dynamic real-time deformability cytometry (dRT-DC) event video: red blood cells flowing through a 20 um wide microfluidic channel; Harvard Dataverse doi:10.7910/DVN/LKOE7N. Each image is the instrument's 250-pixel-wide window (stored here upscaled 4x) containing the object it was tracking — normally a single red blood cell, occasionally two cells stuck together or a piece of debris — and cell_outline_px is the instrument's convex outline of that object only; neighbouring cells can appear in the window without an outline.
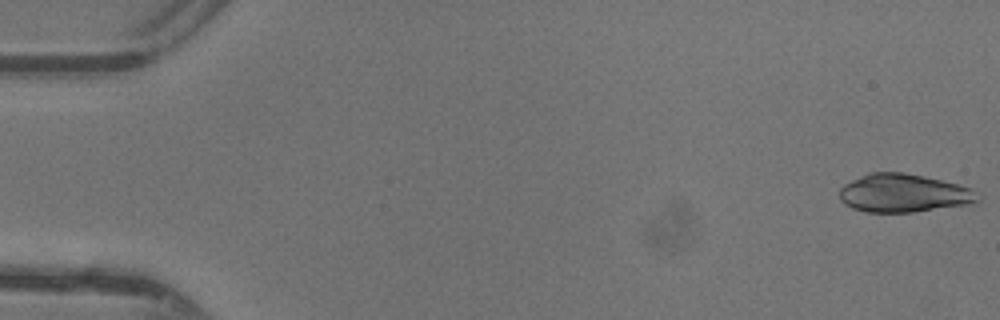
{"species": "common noctule bat (a hibernating species)", "species_latin": "Nyctalus noctula", "temperature_condition": "warm", "stored_images_in_passage": 45, "camera_frame_rate_fps": 3000, "um_per_image_px": 0.085, "animal": {"sex": "female"}, "frame": {"image": 1, "passage_image": 1, "time_ms": 0.0, "image_size_px": [1000, 320], "cell_outline_px": [[980, 200], [964, 204], [912, 212], [868, 212], [852, 208], [844, 204], [840, 200], [840, 188], [844, 184], [868, 172], [904, 172], [924, 176], [956, 184], [968, 188], [980, 196]], "centroid_in_image_um": [76.72, 16.41], "position_along_channel_um": 8.3, "area_um2": 30.4}}